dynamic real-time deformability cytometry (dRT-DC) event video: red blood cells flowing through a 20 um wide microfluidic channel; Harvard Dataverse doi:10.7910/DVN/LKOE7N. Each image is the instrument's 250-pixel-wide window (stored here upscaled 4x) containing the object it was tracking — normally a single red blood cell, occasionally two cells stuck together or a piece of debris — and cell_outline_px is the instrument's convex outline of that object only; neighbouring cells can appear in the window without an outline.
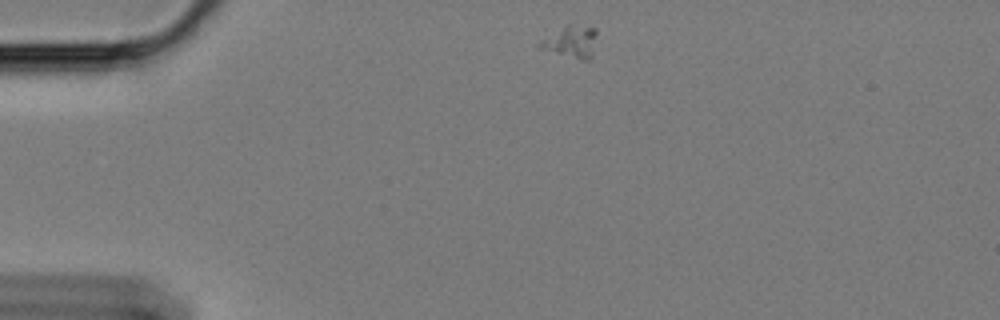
{"species": "Egyptian fruit bat (a non-hibernating species)", "species_latin": "Rousettus aegyptiacus", "temperature_condition": "cold", "stored_images_in_passage": 48, "camera_frame_rate_fps": 3000, "um_per_image_px": 0.085, "animal": {"sex": "female"}, "frame": {"image": 1, "passage_image": 1, "time_ms": 0.0, "image_size_px": [1000, 320], "cell_outline_px": [[596, 32], [592, 56], [588, 60], [580, 60], [536, 48], [536, 44], [568, 24], [596, 28]], "centroid_in_image_um": [48.52, 3.58], "position_along_channel_um": 36.5, "area_um2": 10.46}}
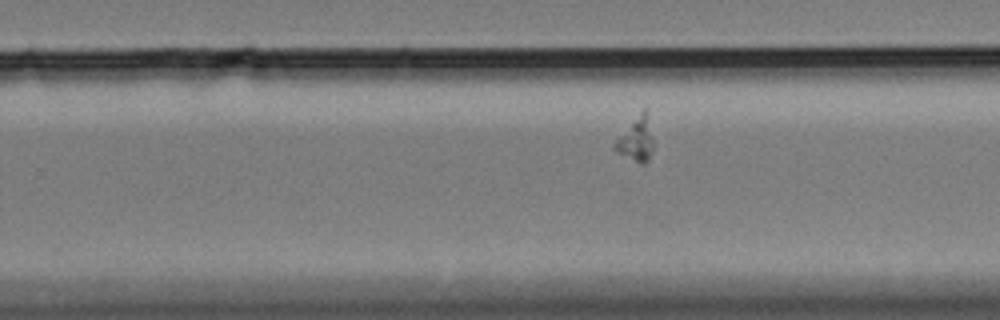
{"frame": {"image": 2, "passage_image": 27, "time_ms": 8.667, "image_size_px": [1000, 320], "cell_outline_px": [[652, 148], [648, 160], [644, 164], [640, 164], [616, 152], [612, 148], [612, 144], [644, 104], [648, 108], [652, 136]], "centroid_in_image_um": [54.07, 11.75], "position_along_channel_um": 275.7, "area_um2": 10.35}}
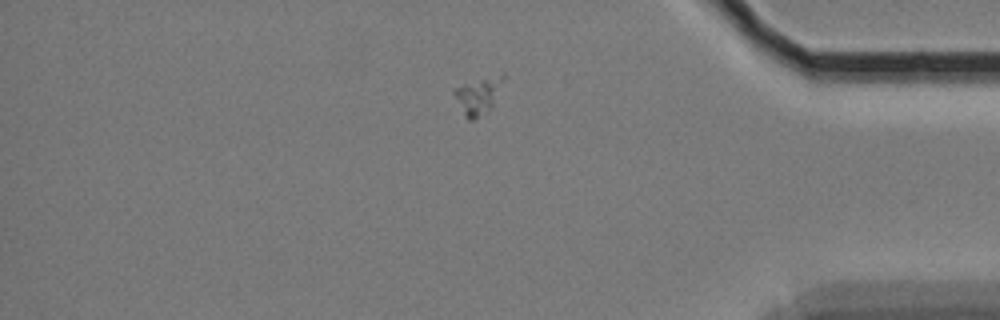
{"frame": {"image": 3, "passage_image": 40, "time_ms": 13.0, "image_size_px": [1000, 320], "cell_outline_px": [[504, 76], [492, 108], [488, 112], [472, 120], [468, 120], [464, 116], [452, 92], [456, 88], [464, 84], [504, 72]], "centroid_in_image_um": [40.65, 8.15], "position_along_channel_um": 394.6, "area_um2": 10.35}}